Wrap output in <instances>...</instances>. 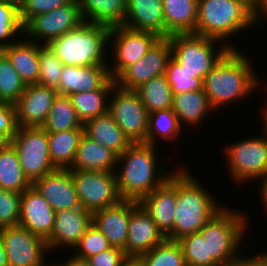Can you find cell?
Segmentation results:
<instances>
[{"instance_id":"cell-1","label":"cell","mask_w":267,"mask_h":266,"mask_svg":"<svg viewBox=\"0 0 267 266\" xmlns=\"http://www.w3.org/2000/svg\"><path fill=\"white\" fill-rule=\"evenodd\" d=\"M156 147L134 143L118 156L115 174L122 200L140 202L174 173V169L167 172V166L160 164L161 156Z\"/></svg>"},{"instance_id":"cell-2","label":"cell","mask_w":267,"mask_h":266,"mask_svg":"<svg viewBox=\"0 0 267 266\" xmlns=\"http://www.w3.org/2000/svg\"><path fill=\"white\" fill-rule=\"evenodd\" d=\"M249 58L239 48L230 49L205 76L203 89L216 111L226 104L246 100L262 85Z\"/></svg>"},{"instance_id":"cell-3","label":"cell","mask_w":267,"mask_h":266,"mask_svg":"<svg viewBox=\"0 0 267 266\" xmlns=\"http://www.w3.org/2000/svg\"><path fill=\"white\" fill-rule=\"evenodd\" d=\"M191 174L186 167L176 169L174 228L166 239L178 241L198 232L225 205L220 204L212 191H207Z\"/></svg>"},{"instance_id":"cell-4","label":"cell","mask_w":267,"mask_h":266,"mask_svg":"<svg viewBox=\"0 0 267 266\" xmlns=\"http://www.w3.org/2000/svg\"><path fill=\"white\" fill-rule=\"evenodd\" d=\"M254 24V8L245 0H198L193 34L220 40L229 48L237 49L230 38L251 29Z\"/></svg>"},{"instance_id":"cell-5","label":"cell","mask_w":267,"mask_h":266,"mask_svg":"<svg viewBox=\"0 0 267 266\" xmlns=\"http://www.w3.org/2000/svg\"><path fill=\"white\" fill-rule=\"evenodd\" d=\"M248 219L245 212L233 210L227 205L217 211L198 231L206 241L208 257H212L220 266H235L243 257L238 255L242 251L240 248L251 245L243 244L251 225Z\"/></svg>"},{"instance_id":"cell-6","label":"cell","mask_w":267,"mask_h":266,"mask_svg":"<svg viewBox=\"0 0 267 266\" xmlns=\"http://www.w3.org/2000/svg\"><path fill=\"white\" fill-rule=\"evenodd\" d=\"M109 30L106 25L84 21L48 45L63 65H109Z\"/></svg>"},{"instance_id":"cell-7","label":"cell","mask_w":267,"mask_h":266,"mask_svg":"<svg viewBox=\"0 0 267 266\" xmlns=\"http://www.w3.org/2000/svg\"><path fill=\"white\" fill-rule=\"evenodd\" d=\"M169 40L171 58L179 64L183 71L202 81L231 49L220 40L193 33L172 34L169 36Z\"/></svg>"},{"instance_id":"cell-8","label":"cell","mask_w":267,"mask_h":266,"mask_svg":"<svg viewBox=\"0 0 267 266\" xmlns=\"http://www.w3.org/2000/svg\"><path fill=\"white\" fill-rule=\"evenodd\" d=\"M262 126L263 135L255 134L235 143L232 141L222 151L227 161L228 176L236 185L257 182L267 171V128Z\"/></svg>"},{"instance_id":"cell-9","label":"cell","mask_w":267,"mask_h":266,"mask_svg":"<svg viewBox=\"0 0 267 266\" xmlns=\"http://www.w3.org/2000/svg\"><path fill=\"white\" fill-rule=\"evenodd\" d=\"M10 143L31 183L56 170L50 160L47 132L42 127H18Z\"/></svg>"},{"instance_id":"cell-10","label":"cell","mask_w":267,"mask_h":266,"mask_svg":"<svg viewBox=\"0 0 267 266\" xmlns=\"http://www.w3.org/2000/svg\"><path fill=\"white\" fill-rule=\"evenodd\" d=\"M159 38L150 31L133 30L123 25L110 27L109 48L113 49H109V52L112 50L109 56L113 58L110 57L108 66L111 78L115 80L129 65L144 57Z\"/></svg>"},{"instance_id":"cell-11","label":"cell","mask_w":267,"mask_h":266,"mask_svg":"<svg viewBox=\"0 0 267 266\" xmlns=\"http://www.w3.org/2000/svg\"><path fill=\"white\" fill-rule=\"evenodd\" d=\"M109 112L132 144H147L149 113L135 90L115 85L109 97Z\"/></svg>"},{"instance_id":"cell-12","label":"cell","mask_w":267,"mask_h":266,"mask_svg":"<svg viewBox=\"0 0 267 266\" xmlns=\"http://www.w3.org/2000/svg\"><path fill=\"white\" fill-rule=\"evenodd\" d=\"M84 22L79 0H71L67 5L48 13L30 18L24 24V37L41 45L79 27Z\"/></svg>"},{"instance_id":"cell-13","label":"cell","mask_w":267,"mask_h":266,"mask_svg":"<svg viewBox=\"0 0 267 266\" xmlns=\"http://www.w3.org/2000/svg\"><path fill=\"white\" fill-rule=\"evenodd\" d=\"M79 203L94 212L118 204L122 199L117 188L116 174L103 171H70Z\"/></svg>"},{"instance_id":"cell-14","label":"cell","mask_w":267,"mask_h":266,"mask_svg":"<svg viewBox=\"0 0 267 266\" xmlns=\"http://www.w3.org/2000/svg\"><path fill=\"white\" fill-rule=\"evenodd\" d=\"M8 266H49L46 240L17 225L0 229ZM46 257V258H45Z\"/></svg>"},{"instance_id":"cell-15","label":"cell","mask_w":267,"mask_h":266,"mask_svg":"<svg viewBox=\"0 0 267 266\" xmlns=\"http://www.w3.org/2000/svg\"><path fill=\"white\" fill-rule=\"evenodd\" d=\"M171 58L169 37H160L147 51V54L129 65L116 79V85L125 90H136L144 82L165 74Z\"/></svg>"},{"instance_id":"cell-16","label":"cell","mask_w":267,"mask_h":266,"mask_svg":"<svg viewBox=\"0 0 267 266\" xmlns=\"http://www.w3.org/2000/svg\"><path fill=\"white\" fill-rule=\"evenodd\" d=\"M55 88L38 84H28L15 103L18 127H42L55 97Z\"/></svg>"},{"instance_id":"cell-17","label":"cell","mask_w":267,"mask_h":266,"mask_svg":"<svg viewBox=\"0 0 267 266\" xmlns=\"http://www.w3.org/2000/svg\"><path fill=\"white\" fill-rule=\"evenodd\" d=\"M91 225L92 212L82 207L57 211L51 236L46 240L51 254L63 247L72 250Z\"/></svg>"},{"instance_id":"cell-18","label":"cell","mask_w":267,"mask_h":266,"mask_svg":"<svg viewBox=\"0 0 267 266\" xmlns=\"http://www.w3.org/2000/svg\"><path fill=\"white\" fill-rule=\"evenodd\" d=\"M56 212L33 187L24 190L20 199V226L47 240L52 233Z\"/></svg>"},{"instance_id":"cell-19","label":"cell","mask_w":267,"mask_h":266,"mask_svg":"<svg viewBox=\"0 0 267 266\" xmlns=\"http://www.w3.org/2000/svg\"><path fill=\"white\" fill-rule=\"evenodd\" d=\"M32 186L55 212L81 208L69 169H56L36 179Z\"/></svg>"},{"instance_id":"cell-20","label":"cell","mask_w":267,"mask_h":266,"mask_svg":"<svg viewBox=\"0 0 267 266\" xmlns=\"http://www.w3.org/2000/svg\"><path fill=\"white\" fill-rule=\"evenodd\" d=\"M165 239L166 237L158 229L151 216L139 204L131 212L127 243L124 249L126 256L129 259H137Z\"/></svg>"},{"instance_id":"cell-21","label":"cell","mask_w":267,"mask_h":266,"mask_svg":"<svg viewBox=\"0 0 267 266\" xmlns=\"http://www.w3.org/2000/svg\"><path fill=\"white\" fill-rule=\"evenodd\" d=\"M139 205L132 200L94 211L92 223L106 236L112 247L125 249L131 212Z\"/></svg>"},{"instance_id":"cell-22","label":"cell","mask_w":267,"mask_h":266,"mask_svg":"<svg viewBox=\"0 0 267 266\" xmlns=\"http://www.w3.org/2000/svg\"><path fill=\"white\" fill-rule=\"evenodd\" d=\"M176 169L177 168H175L174 173L164 183L139 202L165 237H167L174 228Z\"/></svg>"},{"instance_id":"cell-23","label":"cell","mask_w":267,"mask_h":266,"mask_svg":"<svg viewBox=\"0 0 267 266\" xmlns=\"http://www.w3.org/2000/svg\"><path fill=\"white\" fill-rule=\"evenodd\" d=\"M110 79L108 65H64L56 90L59 95L67 96L76 92L94 91L102 88Z\"/></svg>"},{"instance_id":"cell-24","label":"cell","mask_w":267,"mask_h":266,"mask_svg":"<svg viewBox=\"0 0 267 266\" xmlns=\"http://www.w3.org/2000/svg\"><path fill=\"white\" fill-rule=\"evenodd\" d=\"M123 26L150 31L165 37V18L162 0H126Z\"/></svg>"},{"instance_id":"cell-25","label":"cell","mask_w":267,"mask_h":266,"mask_svg":"<svg viewBox=\"0 0 267 266\" xmlns=\"http://www.w3.org/2000/svg\"><path fill=\"white\" fill-rule=\"evenodd\" d=\"M118 155L99 144L85 133L80 139L70 171L116 172Z\"/></svg>"},{"instance_id":"cell-26","label":"cell","mask_w":267,"mask_h":266,"mask_svg":"<svg viewBox=\"0 0 267 266\" xmlns=\"http://www.w3.org/2000/svg\"><path fill=\"white\" fill-rule=\"evenodd\" d=\"M11 62L21 79L28 84H36L39 76V44L20 37L14 43L1 49Z\"/></svg>"},{"instance_id":"cell-27","label":"cell","mask_w":267,"mask_h":266,"mask_svg":"<svg viewBox=\"0 0 267 266\" xmlns=\"http://www.w3.org/2000/svg\"><path fill=\"white\" fill-rule=\"evenodd\" d=\"M172 109L179 119L180 125L190 128L200 127L207 115L216 111L210 104L204 89L193 92L174 94Z\"/></svg>"},{"instance_id":"cell-28","label":"cell","mask_w":267,"mask_h":266,"mask_svg":"<svg viewBox=\"0 0 267 266\" xmlns=\"http://www.w3.org/2000/svg\"><path fill=\"white\" fill-rule=\"evenodd\" d=\"M84 133L102 146L111 149L118 156L132 143L122 129L116 124L112 114L107 113L87 120L84 124Z\"/></svg>"},{"instance_id":"cell-29","label":"cell","mask_w":267,"mask_h":266,"mask_svg":"<svg viewBox=\"0 0 267 266\" xmlns=\"http://www.w3.org/2000/svg\"><path fill=\"white\" fill-rule=\"evenodd\" d=\"M162 3L165 37L195 32L198 0H162Z\"/></svg>"},{"instance_id":"cell-30","label":"cell","mask_w":267,"mask_h":266,"mask_svg":"<svg viewBox=\"0 0 267 266\" xmlns=\"http://www.w3.org/2000/svg\"><path fill=\"white\" fill-rule=\"evenodd\" d=\"M115 85V80L111 78L100 89L94 91L76 92L69 95L77 116L83 124L87 120L96 118L97 116L103 115L109 111V97Z\"/></svg>"},{"instance_id":"cell-31","label":"cell","mask_w":267,"mask_h":266,"mask_svg":"<svg viewBox=\"0 0 267 266\" xmlns=\"http://www.w3.org/2000/svg\"><path fill=\"white\" fill-rule=\"evenodd\" d=\"M85 22L108 27L122 25L126 13V0H79Z\"/></svg>"},{"instance_id":"cell-32","label":"cell","mask_w":267,"mask_h":266,"mask_svg":"<svg viewBox=\"0 0 267 266\" xmlns=\"http://www.w3.org/2000/svg\"><path fill=\"white\" fill-rule=\"evenodd\" d=\"M32 183L24 175L16 149L8 142L0 146V188L22 193Z\"/></svg>"},{"instance_id":"cell-33","label":"cell","mask_w":267,"mask_h":266,"mask_svg":"<svg viewBox=\"0 0 267 266\" xmlns=\"http://www.w3.org/2000/svg\"><path fill=\"white\" fill-rule=\"evenodd\" d=\"M84 129L47 133L50 160L56 169H69L74 161Z\"/></svg>"},{"instance_id":"cell-34","label":"cell","mask_w":267,"mask_h":266,"mask_svg":"<svg viewBox=\"0 0 267 266\" xmlns=\"http://www.w3.org/2000/svg\"><path fill=\"white\" fill-rule=\"evenodd\" d=\"M42 128L47 133H54L72 129H84V126L77 116L70 97L58 94Z\"/></svg>"},{"instance_id":"cell-35","label":"cell","mask_w":267,"mask_h":266,"mask_svg":"<svg viewBox=\"0 0 267 266\" xmlns=\"http://www.w3.org/2000/svg\"><path fill=\"white\" fill-rule=\"evenodd\" d=\"M182 129L172 108L149 113L147 144L157 145L156 142L159 141L157 138L164 139L165 142L166 140H173L171 142L180 140Z\"/></svg>"},{"instance_id":"cell-36","label":"cell","mask_w":267,"mask_h":266,"mask_svg":"<svg viewBox=\"0 0 267 266\" xmlns=\"http://www.w3.org/2000/svg\"><path fill=\"white\" fill-rule=\"evenodd\" d=\"M135 91L148 113L172 108L174 95L165 74L144 82Z\"/></svg>"},{"instance_id":"cell-37","label":"cell","mask_w":267,"mask_h":266,"mask_svg":"<svg viewBox=\"0 0 267 266\" xmlns=\"http://www.w3.org/2000/svg\"><path fill=\"white\" fill-rule=\"evenodd\" d=\"M137 261L141 266H186L181 245L169 239L139 256Z\"/></svg>"},{"instance_id":"cell-38","label":"cell","mask_w":267,"mask_h":266,"mask_svg":"<svg viewBox=\"0 0 267 266\" xmlns=\"http://www.w3.org/2000/svg\"><path fill=\"white\" fill-rule=\"evenodd\" d=\"M25 87V82L0 50V102L15 104Z\"/></svg>"},{"instance_id":"cell-39","label":"cell","mask_w":267,"mask_h":266,"mask_svg":"<svg viewBox=\"0 0 267 266\" xmlns=\"http://www.w3.org/2000/svg\"><path fill=\"white\" fill-rule=\"evenodd\" d=\"M23 35L24 24L21 21L20 10L0 1V50L16 42Z\"/></svg>"},{"instance_id":"cell-40","label":"cell","mask_w":267,"mask_h":266,"mask_svg":"<svg viewBox=\"0 0 267 266\" xmlns=\"http://www.w3.org/2000/svg\"><path fill=\"white\" fill-rule=\"evenodd\" d=\"M183 250L186 266H220L212 257H208L206 241L199 232L178 240Z\"/></svg>"},{"instance_id":"cell-41","label":"cell","mask_w":267,"mask_h":266,"mask_svg":"<svg viewBox=\"0 0 267 266\" xmlns=\"http://www.w3.org/2000/svg\"><path fill=\"white\" fill-rule=\"evenodd\" d=\"M39 61L40 71L36 84L56 89L64 65L48 44H39Z\"/></svg>"},{"instance_id":"cell-42","label":"cell","mask_w":267,"mask_h":266,"mask_svg":"<svg viewBox=\"0 0 267 266\" xmlns=\"http://www.w3.org/2000/svg\"><path fill=\"white\" fill-rule=\"evenodd\" d=\"M111 247L106 236L92 223L74 246L73 252L74 250L77 252H72V254L82 259H88Z\"/></svg>"},{"instance_id":"cell-43","label":"cell","mask_w":267,"mask_h":266,"mask_svg":"<svg viewBox=\"0 0 267 266\" xmlns=\"http://www.w3.org/2000/svg\"><path fill=\"white\" fill-rule=\"evenodd\" d=\"M165 76L171 86L173 95L203 89V81L183 71L179 64L172 58L168 60Z\"/></svg>"},{"instance_id":"cell-44","label":"cell","mask_w":267,"mask_h":266,"mask_svg":"<svg viewBox=\"0 0 267 266\" xmlns=\"http://www.w3.org/2000/svg\"><path fill=\"white\" fill-rule=\"evenodd\" d=\"M20 199L21 193L0 188V229L19 224Z\"/></svg>"},{"instance_id":"cell-45","label":"cell","mask_w":267,"mask_h":266,"mask_svg":"<svg viewBox=\"0 0 267 266\" xmlns=\"http://www.w3.org/2000/svg\"><path fill=\"white\" fill-rule=\"evenodd\" d=\"M17 128L15 104L0 102V146L13 139Z\"/></svg>"},{"instance_id":"cell-46","label":"cell","mask_w":267,"mask_h":266,"mask_svg":"<svg viewBox=\"0 0 267 266\" xmlns=\"http://www.w3.org/2000/svg\"><path fill=\"white\" fill-rule=\"evenodd\" d=\"M71 0H26L20 10V17L23 24L30 18L48 13L55 8L67 5Z\"/></svg>"},{"instance_id":"cell-47","label":"cell","mask_w":267,"mask_h":266,"mask_svg":"<svg viewBox=\"0 0 267 266\" xmlns=\"http://www.w3.org/2000/svg\"><path fill=\"white\" fill-rule=\"evenodd\" d=\"M128 259L123 249L111 247L87 260L90 266H122Z\"/></svg>"},{"instance_id":"cell-48","label":"cell","mask_w":267,"mask_h":266,"mask_svg":"<svg viewBox=\"0 0 267 266\" xmlns=\"http://www.w3.org/2000/svg\"><path fill=\"white\" fill-rule=\"evenodd\" d=\"M235 266H267V251L253 256H243Z\"/></svg>"},{"instance_id":"cell-49","label":"cell","mask_w":267,"mask_h":266,"mask_svg":"<svg viewBox=\"0 0 267 266\" xmlns=\"http://www.w3.org/2000/svg\"><path fill=\"white\" fill-rule=\"evenodd\" d=\"M265 20L264 23H267V0H259L258 4L254 8V25H257V22Z\"/></svg>"},{"instance_id":"cell-50","label":"cell","mask_w":267,"mask_h":266,"mask_svg":"<svg viewBox=\"0 0 267 266\" xmlns=\"http://www.w3.org/2000/svg\"><path fill=\"white\" fill-rule=\"evenodd\" d=\"M54 264V266H90L89 262L87 259H82L79 257L74 256L73 254L71 255V257H67L65 261H63V263H58Z\"/></svg>"},{"instance_id":"cell-51","label":"cell","mask_w":267,"mask_h":266,"mask_svg":"<svg viewBox=\"0 0 267 266\" xmlns=\"http://www.w3.org/2000/svg\"><path fill=\"white\" fill-rule=\"evenodd\" d=\"M259 188H257L260 191V199L262 203L267 200V171L259 178ZM261 182V183H260Z\"/></svg>"},{"instance_id":"cell-52","label":"cell","mask_w":267,"mask_h":266,"mask_svg":"<svg viewBox=\"0 0 267 266\" xmlns=\"http://www.w3.org/2000/svg\"><path fill=\"white\" fill-rule=\"evenodd\" d=\"M0 266H8L7 257L1 238H0Z\"/></svg>"},{"instance_id":"cell-53","label":"cell","mask_w":267,"mask_h":266,"mask_svg":"<svg viewBox=\"0 0 267 266\" xmlns=\"http://www.w3.org/2000/svg\"><path fill=\"white\" fill-rule=\"evenodd\" d=\"M0 1L9 4L11 6H14L19 10H21V8L24 6L26 2V0H0Z\"/></svg>"},{"instance_id":"cell-54","label":"cell","mask_w":267,"mask_h":266,"mask_svg":"<svg viewBox=\"0 0 267 266\" xmlns=\"http://www.w3.org/2000/svg\"><path fill=\"white\" fill-rule=\"evenodd\" d=\"M122 266H141L137 259H128Z\"/></svg>"},{"instance_id":"cell-55","label":"cell","mask_w":267,"mask_h":266,"mask_svg":"<svg viewBox=\"0 0 267 266\" xmlns=\"http://www.w3.org/2000/svg\"><path fill=\"white\" fill-rule=\"evenodd\" d=\"M260 115H262L261 117V119H263V120H261L263 123V125L267 128V113H260Z\"/></svg>"},{"instance_id":"cell-56","label":"cell","mask_w":267,"mask_h":266,"mask_svg":"<svg viewBox=\"0 0 267 266\" xmlns=\"http://www.w3.org/2000/svg\"><path fill=\"white\" fill-rule=\"evenodd\" d=\"M245 1H247L253 8H255L259 2V0H245Z\"/></svg>"},{"instance_id":"cell-57","label":"cell","mask_w":267,"mask_h":266,"mask_svg":"<svg viewBox=\"0 0 267 266\" xmlns=\"http://www.w3.org/2000/svg\"><path fill=\"white\" fill-rule=\"evenodd\" d=\"M265 90H267V87L265 88ZM267 94V92H266ZM267 100V99H266ZM265 106V107H264ZM263 108L261 109V113H267V105L264 104Z\"/></svg>"},{"instance_id":"cell-58","label":"cell","mask_w":267,"mask_h":266,"mask_svg":"<svg viewBox=\"0 0 267 266\" xmlns=\"http://www.w3.org/2000/svg\"><path fill=\"white\" fill-rule=\"evenodd\" d=\"M262 204H263V209L265 211V213H264V215H265V214H267V200L264 201Z\"/></svg>"}]
</instances>
